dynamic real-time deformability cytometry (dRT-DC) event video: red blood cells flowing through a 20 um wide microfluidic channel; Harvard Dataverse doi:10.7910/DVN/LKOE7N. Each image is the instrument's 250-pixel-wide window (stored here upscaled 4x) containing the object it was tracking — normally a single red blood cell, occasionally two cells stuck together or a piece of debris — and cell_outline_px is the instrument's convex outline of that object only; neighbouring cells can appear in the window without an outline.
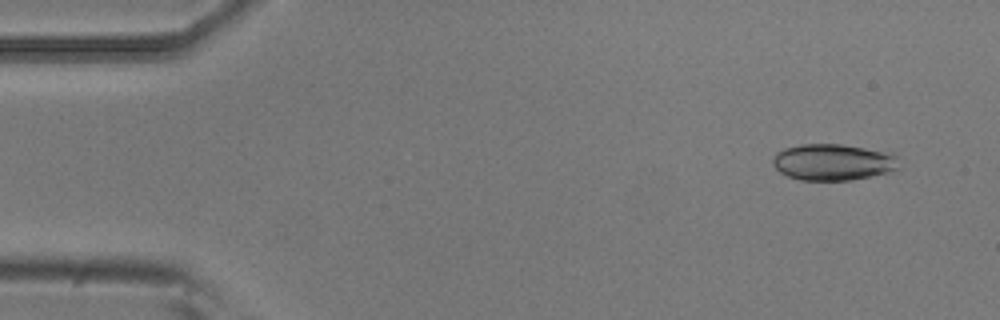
{"species": "common noctule bat (a hibernating species)", "species_latin": "Nyctalus noctula", "temperature_condition": "room temperature", "stored_images_in_passage": 5, "camera_frame_rate_fps": 3000, "um_per_image_px": 0.085, "animal": {"sex": "male", "body_mass_g": 20.5, "forearm_length_mm": 52.5}, "frame": {"image": 1, "passage_image": 2, "time_ms": 0.333, "image_size_px": [1000, 320], "cell_outline_px": [[900, 168], [888, 172], [852, 180], [800, 180], [788, 176], [780, 172], [772, 164], [772, 156], [776, 152], [784, 148], [800, 144], [840, 144], [892, 152], [896, 156]], "centroid_in_image_um": [70.8, 13.77], "position_along_channel_um": 14.2, "area_um2": 26.99}}
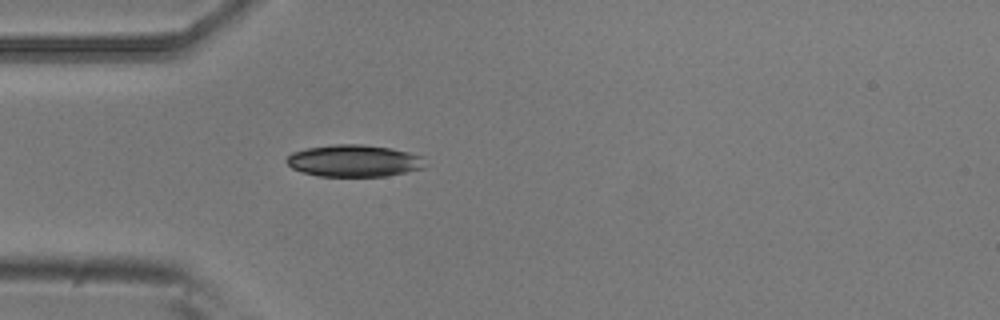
{"frame": {"image": 2, "passage_image": 5, "time_ms": 1.333, "image_size_px": [1000, 320], "cell_outline_px": [[424, 168], [384, 176], [320, 176], [304, 172], [292, 168], [284, 160], [292, 152], [304, 148], [332, 144], [364, 144], [392, 148], [424, 156]], "centroid_in_image_um": [30.08, 13.65], "position_along_channel_um": 54.9, "area_um2": 25.89}}